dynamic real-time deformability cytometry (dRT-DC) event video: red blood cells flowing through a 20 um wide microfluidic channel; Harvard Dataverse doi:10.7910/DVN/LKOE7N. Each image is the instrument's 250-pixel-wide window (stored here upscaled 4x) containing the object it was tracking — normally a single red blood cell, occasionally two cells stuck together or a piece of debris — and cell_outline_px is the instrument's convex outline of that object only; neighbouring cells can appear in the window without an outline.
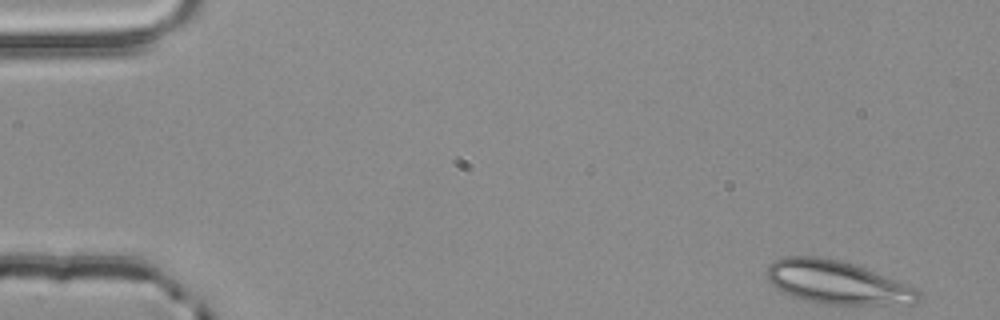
{"species": "common noctule bat (a hibernating species)", "species_latin": "Nyctalus noctula", "temperature_condition": "room temperature", "stored_images_in_passage": 52, "camera_frame_rate_fps": 3000, "um_per_image_px": 0.085, "animal": {"sex": "male", "body_mass_g": 20.4}, "frame": {"image": 1, "passage_image": 1, "time_ms": 0.0, "image_size_px": [1000, 320], "cell_outline_px": [[920, 300], [916, 304], [816, 304], [792, 296], [776, 288], [768, 280], [764, 272], [768, 264], [772, 260], [784, 256], [820, 256], [856, 264], [920, 288]], "centroid_in_image_um": [71.16, 23.99], "position_along_channel_um": 13.8, "area_um2": 39.02}}
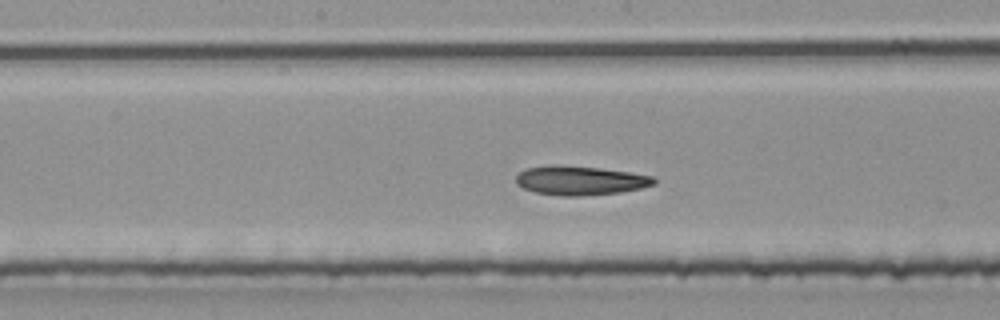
{"frame": {"image": 2, "passage_image": 26, "time_ms": 8.333, "image_size_px": [1000, 320], "cell_outline_px": [[656, 184], [640, 188], [620, 192], [580, 196], [564, 196], [536, 192], [524, 188], [516, 184], [516, 176], [524, 168], [548, 164], [600, 168], [656, 176]], "centroid_in_image_um": [49.31, 15.33], "position_along_channel_um": 198.9, "area_um2": 23.47}}
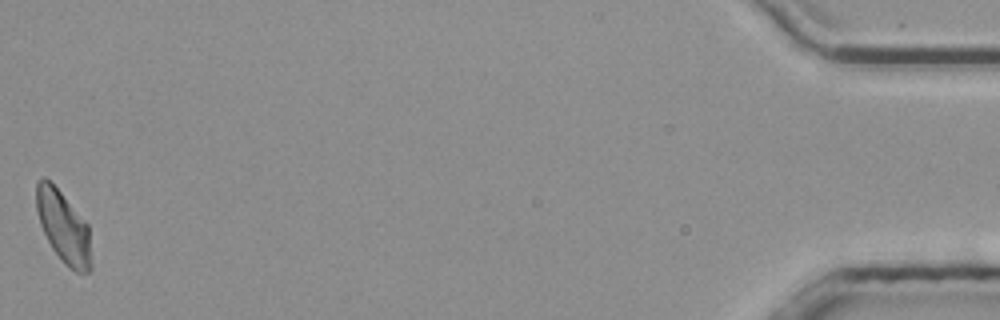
{"frame": {"image": 3, "passage_image": 52, "time_ms": 17.0, "image_size_px": [1000, 320], "cell_outline_px": [[92, 268], [88, 272], [76, 272], [68, 268], [64, 264], [52, 248], [40, 224], [36, 208], [36, 180], [44, 176], [60, 192], [88, 224], [92, 264]], "centroid_in_image_um": [5.39, 19.32], "position_along_channel_um": 429.8, "area_um2": 22.89}, "authors_computed_cell_mechanics": {"area_um2": 23.4957, "velocity_mm_per_s": 3.8379, "shape_relaxation_time_tau1_ms": 3.917, "shape_relaxation_time_tau2_ms": 4.7594, "deformation_change_tau1": 0.129, "deformation_change_tau2": 0.1111}}